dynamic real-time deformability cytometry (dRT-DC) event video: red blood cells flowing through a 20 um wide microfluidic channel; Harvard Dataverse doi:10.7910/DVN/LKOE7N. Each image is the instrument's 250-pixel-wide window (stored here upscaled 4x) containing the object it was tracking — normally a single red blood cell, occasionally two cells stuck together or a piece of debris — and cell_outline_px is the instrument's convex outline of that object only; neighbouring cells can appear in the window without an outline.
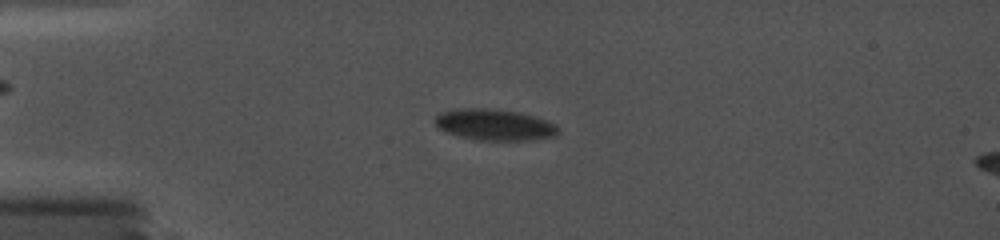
{"species": "common noctule bat (a hibernating species)", "species_latin": "Nyctalus noctula", "temperature_condition": "cold", "stored_images_in_passage": 51, "camera_frame_rate_fps": 5000, "um_per_image_px": 0.085, "animal": {"sex": "female", "body_mass_g": 19.0, "forearm_length_mm": 56.7}, "frame": {"image": 1, "passage_image": 15, "time_ms": 4.6, "image_size_px": [1000, 240], "cell_outline_px": [[560, 132], [556, 136], [532, 140], [476, 140], [444, 132], [436, 124], [436, 116], [444, 112], [456, 108], [488, 108], [516, 112], [536, 116], [548, 120], [556, 124], [560, 128]], "centroid_in_image_um": [42.1, 10.61], "position_along_channel_um": 42.9, "area_um2": 22.54}}
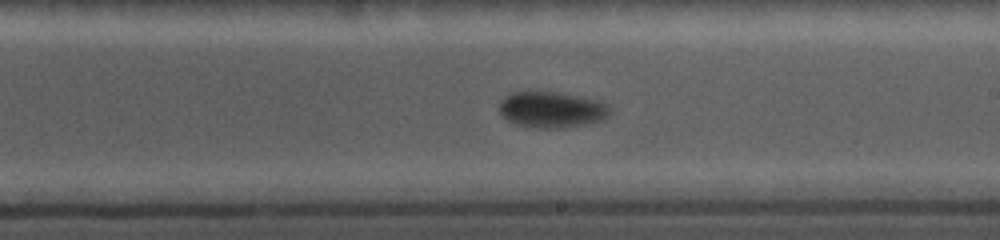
{"frame": {"image": 2, "passage_image": 36, "time_ms": 10.8, "image_size_px": [1000, 240], "cell_outline_px": [[612, 108], [608, 116], [604, 120], [564, 128], [536, 128], [516, 124], [508, 120], [500, 112], [500, 100], [508, 92], [560, 92], [600, 100], [608, 104]], "centroid_in_image_um": [46.93, 9.31], "position_along_channel_um": 242.1, "area_um2": 23.52}}
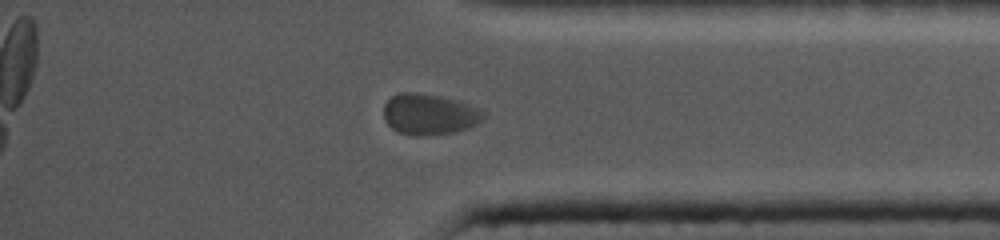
{"frame": {"image": 3, "passage_image": 50, "time_ms": 15.0, "image_size_px": [1000, 240], "cell_outline_px": [[484, 120], [468, 128], [456, 132], [424, 136], [412, 136], [396, 132], [384, 120], [384, 104], [392, 96], [400, 92], [416, 92], [440, 96], [456, 100], [480, 108], [484, 112]], "centroid_in_image_um": [36.48, 9.73], "position_along_channel_um": 398.7, "area_um2": 24.1}}